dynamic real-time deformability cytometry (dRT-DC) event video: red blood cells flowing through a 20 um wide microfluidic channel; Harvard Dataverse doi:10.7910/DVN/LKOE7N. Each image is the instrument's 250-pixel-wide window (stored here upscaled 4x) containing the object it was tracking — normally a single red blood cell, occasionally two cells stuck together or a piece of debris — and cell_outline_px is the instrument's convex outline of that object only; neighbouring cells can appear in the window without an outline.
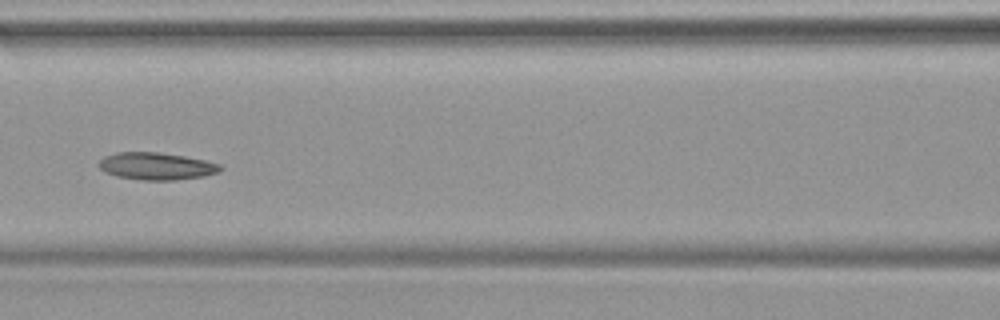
{"species": "common noctule bat (a hibernating species)", "species_latin": "Nyctalus noctula", "temperature_condition": "warm", "stored_images_in_passage": 44, "camera_frame_rate_fps": 3000, "um_per_image_px": 0.085, "animal": {"sex": "female", "body_mass_g": 19.9}, "frame": {"image": 1, "passage_image": 19, "time_ms": 6.0, "image_size_px": [1000, 320], "cell_outline_px": [[224, 168], [216, 172], [204, 176], [176, 180], [144, 180], [116, 176], [104, 172], [96, 164], [104, 156], [116, 152], [160, 152], [184, 156], [204, 160], [220, 164]], "centroid_in_image_um": [13.26, 14.12], "position_along_channel_um": 153.3, "area_um2": 19.36}}